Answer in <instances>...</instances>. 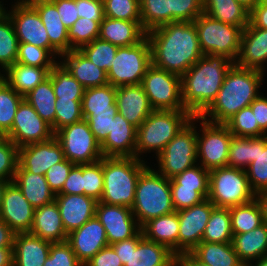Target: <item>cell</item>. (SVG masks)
Wrapping results in <instances>:
<instances>
[{
    "label": "cell",
    "instance_id": "1",
    "mask_svg": "<svg viewBox=\"0 0 267 266\" xmlns=\"http://www.w3.org/2000/svg\"><path fill=\"white\" fill-rule=\"evenodd\" d=\"M151 64L182 76L203 55L194 22H172L146 33Z\"/></svg>",
    "mask_w": 267,
    "mask_h": 266
},
{
    "label": "cell",
    "instance_id": "2",
    "mask_svg": "<svg viewBox=\"0 0 267 266\" xmlns=\"http://www.w3.org/2000/svg\"><path fill=\"white\" fill-rule=\"evenodd\" d=\"M234 64L225 56L205 54L181 76L186 110L200 116L215 100L226 73Z\"/></svg>",
    "mask_w": 267,
    "mask_h": 266
},
{
    "label": "cell",
    "instance_id": "3",
    "mask_svg": "<svg viewBox=\"0 0 267 266\" xmlns=\"http://www.w3.org/2000/svg\"><path fill=\"white\" fill-rule=\"evenodd\" d=\"M264 72L243 68L235 63L225 75L223 85L212 104L199 116L215 124H225L258 96ZM209 116L211 118L206 119Z\"/></svg>",
    "mask_w": 267,
    "mask_h": 266
},
{
    "label": "cell",
    "instance_id": "4",
    "mask_svg": "<svg viewBox=\"0 0 267 266\" xmlns=\"http://www.w3.org/2000/svg\"><path fill=\"white\" fill-rule=\"evenodd\" d=\"M104 188L99 202L132 207L137 180L147 167L136 157H103Z\"/></svg>",
    "mask_w": 267,
    "mask_h": 266
},
{
    "label": "cell",
    "instance_id": "5",
    "mask_svg": "<svg viewBox=\"0 0 267 266\" xmlns=\"http://www.w3.org/2000/svg\"><path fill=\"white\" fill-rule=\"evenodd\" d=\"M131 210L140 227L151 219L175 212L170 179L147 166L137 180Z\"/></svg>",
    "mask_w": 267,
    "mask_h": 266
},
{
    "label": "cell",
    "instance_id": "6",
    "mask_svg": "<svg viewBox=\"0 0 267 266\" xmlns=\"http://www.w3.org/2000/svg\"><path fill=\"white\" fill-rule=\"evenodd\" d=\"M193 117L188 110H153L137 128L135 157L151 150L157 156Z\"/></svg>",
    "mask_w": 267,
    "mask_h": 266
},
{
    "label": "cell",
    "instance_id": "7",
    "mask_svg": "<svg viewBox=\"0 0 267 266\" xmlns=\"http://www.w3.org/2000/svg\"><path fill=\"white\" fill-rule=\"evenodd\" d=\"M193 22L203 55L225 56L236 62L243 31L240 27L218 21L204 12Z\"/></svg>",
    "mask_w": 267,
    "mask_h": 266
},
{
    "label": "cell",
    "instance_id": "8",
    "mask_svg": "<svg viewBox=\"0 0 267 266\" xmlns=\"http://www.w3.org/2000/svg\"><path fill=\"white\" fill-rule=\"evenodd\" d=\"M255 198L246 170L225 166L210 171L208 199L215 207L230 208Z\"/></svg>",
    "mask_w": 267,
    "mask_h": 266
},
{
    "label": "cell",
    "instance_id": "9",
    "mask_svg": "<svg viewBox=\"0 0 267 266\" xmlns=\"http://www.w3.org/2000/svg\"><path fill=\"white\" fill-rule=\"evenodd\" d=\"M112 66L107 72L108 83L114 87L138 85L151 65L148 38L132 46L118 47Z\"/></svg>",
    "mask_w": 267,
    "mask_h": 266
},
{
    "label": "cell",
    "instance_id": "10",
    "mask_svg": "<svg viewBox=\"0 0 267 266\" xmlns=\"http://www.w3.org/2000/svg\"><path fill=\"white\" fill-rule=\"evenodd\" d=\"M196 120H198V116H194L157 155L160 166L159 173L168 179H172L196 165L199 160L197 157V131L193 125Z\"/></svg>",
    "mask_w": 267,
    "mask_h": 266
},
{
    "label": "cell",
    "instance_id": "11",
    "mask_svg": "<svg viewBox=\"0 0 267 266\" xmlns=\"http://www.w3.org/2000/svg\"><path fill=\"white\" fill-rule=\"evenodd\" d=\"M203 13V0H140L141 26L147 33L172 22H193Z\"/></svg>",
    "mask_w": 267,
    "mask_h": 266
},
{
    "label": "cell",
    "instance_id": "12",
    "mask_svg": "<svg viewBox=\"0 0 267 266\" xmlns=\"http://www.w3.org/2000/svg\"><path fill=\"white\" fill-rule=\"evenodd\" d=\"M141 85L153 110H186L182 100L181 76L151 64Z\"/></svg>",
    "mask_w": 267,
    "mask_h": 266
},
{
    "label": "cell",
    "instance_id": "13",
    "mask_svg": "<svg viewBox=\"0 0 267 266\" xmlns=\"http://www.w3.org/2000/svg\"><path fill=\"white\" fill-rule=\"evenodd\" d=\"M64 157L73 164L94 163L103 158L100 144L85 119L67 125L55 132Z\"/></svg>",
    "mask_w": 267,
    "mask_h": 266
},
{
    "label": "cell",
    "instance_id": "14",
    "mask_svg": "<svg viewBox=\"0 0 267 266\" xmlns=\"http://www.w3.org/2000/svg\"><path fill=\"white\" fill-rule=\"evenodd\" d=\"M202 136L197 132V157L208 171L227 166L229 147L233 134L225 124H215L201 119Z\"/></svg>",
    "mask_w": 267,
    "mask_h": 266
},
{
    "label": "cell",
    "instance_id": "15",
    "mask_svg": "<svg viewBox=\"0 0 267 266\" xmlns=\"http://www.w3.org/2000/svg\"><path fill=\"white\" fill-rule=\"evenodd\" d=\"M16 2L11 12L2 10L11 19L19 43H29L37 47L48 49L52 54H61L50 44L45 26L36 9L27 1Z\"/></svg>",
    "mask_w": 267,
    "mask_h": 266
},
{
    "label": "cell",
    "instance_id": "16",
    "mask_svg": "<svg viewBox=\"0 0 267 266\" xmlns=\"http://www.w3.org/2000/svg\"><path fill=\"white\" fill-rule=\"evenodd\" d=\"M51 125L45 122L34 108L23 99L14 116L11 129L4 135L18 148L45 142L54 137Z\"/></svg>",
    "mask_w": 267,
    "mask_h": 266
},
{
    "label": "cell",
    "instance_id": "17",
    "mask_svg": "<svg viewBox=\"0 0 267 266\" xmlns=\"http://www.w3.org/2000/svg\"><path fill=\"white\" fill-rule=\"evenodd\" d=\"M215 205L207 198L201 203L179 211L178 255L191 252L202 242L206 225Z\"/></svg>",
    "mask_w": 267,
    "mask_h": 266
},
{
    "label": "cell",
    "instance_id": "18",
    "mask_svg": "<svg viewBox=\"0 0 267 266\" xmlns=\"http://www.w3.org/2000/svg\"><path fill=\"white\" fill-rule=\"evenodd\" d=\"M95 216L106 230L108 245L133 238L141 231L130 207L98 201Z\"/></svg>",
    "mask_w": 267,
    "mask_h": 266
},
{
    "label": "cell",
    "instance_id": "19",
    "mask_svg": "<svg viewBox=\"0 0 267 266\" xmlns=\"http://www.w3.org/2000/svg\"><path fill=\"white\" fill-rule=\"evenodd\" d=\"M35 208L24 197L17 185L10 182L0 205V218L15 232H30Z\"/></svg>",
    "mask_w": 267,
    "mask_h": 266
},
{
    "label": "cell",
    "instance_id": "20",
    "mask_svg": "<svg viewBox=\"0 0 267 266\" xmlns=\"http://www.w3.org/2000/svg\"><path fill=\"white\" fill-rule=\"evenodd\" d=\"M67 242L78 260L85 265L97 252L108 246L106 230L96 216L68 234Z\"/></svg>",
    "mask_w": 267,
    "mask_h": 266
},
{
    "label": "cell",
    "instance_id": "21",
    "mask_svg": "<svg viewBox=\"0 0 267 266\" xmlns=\"http://www.w3.org/2000/svg\"><path fill=\"white\" fill-rule=\"evenodd\" d=\"M64 159L61 144L55 137L19 148V164L35 175H44L49 168Z\"/></svg>",
    "mask_w": 267,
    "mask_h": 266
},
{
    "label": "cell",
    "instance_id": "22",
    "mask_svg": "<svg viewBox=\"0 0 267 266\" xmlns=\"http://www.w3.org/2000/svg\"><path fill=\"white\" fill-rule=\"evenodd\" d=\"M176 256L165 245L146 239L140 231L130 238V256L124 266H176Z\"/></svg>",
    "mask_w": 267,
    "mask_h": 266
},
{
    "label": "cell",
    "instance_id": "23",
    "mask_svg": "<svg viewBox=\"0 0 267 266\" xmlns=\"http://www.w3.org/2000/svg\"><path fill=\"white\" fill-rule=\"evenodd\" d=\"M55 201L67 234L93 218L98 203L96 199L84 194H56Z\"/></svg>",
    "mask_w": 267,
    "mask_h": 266
},
{
    "label": "cell",
    "instance_id": "24",
    "mask_svg": "<svg viewBox=\"0 0 267 266\" xmlns=\"http://www.w3.org/2000/svg\"><path fill=\"white\" fill-rule=\"evenodd\" d=\"M116 104L118 113L136 128L153 111L141 84L116 87Z\"/></svg>",
    "mask_w": 267,
    "mask_h": 266
},
{
    "label": "cell",
    "instance_id": "25",
    "mask_svg": "<svg viewBox=\"0 0 267 266\" xmlns=\"http://www.w3.org/2000/svg\"><path fill=\"white\" fill-rule=\"evenodd\" d=\"M267 61V30L255 27L251 22L243 29L239 56L235 64L239 67L264 72Z\"/></svg>",
    "mask_w": 267,
    "mask_h": 266
},
{
    "label": "cell",
    "instance_id": "26",
    "mask_svg": "<svg viewBox=\"0 0 267 266\" xmlns=\"http://www.w3.org/2000/svg\"><path fill=\"white\" fill-rule=\"evenodd\" d=\"M136 135L137 128L117 112L111 132L100 145L103 157H135Z\"/></svg>",
    "mask_w": 267,
    "mask_h": 266
},
{
    "label": "cell",
    "instance_id": "27",
    "mask_svg": "<svg viewBox=\"0 0 267 266\" xmlns=\"http://www.w3.org/2000/svg\"><path fill=\"white\" fill-rule=\"evenodd\" d=\"M50 243L67 241L59 208L56 201L35 208L33 223L30 232Z\"/></svg>",
    "mask_w": 267,
    "mask_h": 266
},
{
    "label": "cell",
    "instance_id": "28",
    "mask_svg": "<svg viewBox=\"0 0 267 266\" xmlns=\"http://www.w3.org/2000/svg\"><path fill=\"white\" fill-rule=\"evenodd\" d=\"M51 243L29 232L16 233L13 243V266H43Z\"/></svg>",
    "mask_w": 267,
    "mask_h": 266
},
{
    "label": "cell",
    "instance_id": "29",
    "mask_svg": "<svg viewBox=\"0 0 267 266\" xmlns=\"http://www.w3.org/2000/svg\"><path fill=\"white\" fill-rule=\"evenodd\" d=\"M38 12L50 44L62 55L70 51L68 28L63 24L56 6L50 0H27Z\"/></svg>",
    "mask_w": 267,
    "mask_h": 266
},
{
    "label": "cell",
    "instance_id": "30",
    "mask_svg": "<svg viewBox=\"0 0 267 266\" xmlns=\"http://www.w3.org/2000/svg\"><path fill=\"white\" fill-rule=\"evenodd\" d=\"M61 57L65 59L61 63L85 89L108 84L107 73L92 63L79 49L64 53Z\"/></svg>",
    "mask_w": 267,
    "mask_h": 266
},
{
    "label": "cell",
    "instance_id": "31",
    "mask_svg": "<svg viewBox=\"0 0 267 266\" xmlns=\"http://www.w3.org/2000/svg\"><path fill=\"white\" fill-rule=\"evenodd\" d=\"M146 37L141 21H127L104 17L100 23L99 36L118 47L138 44Z\"/></svg>",
    "mask_w": 267,
    "mask_h": 266
},
{
    "label": "cell",
    "instance_id": "32",
    "mask_svg": "<svg viewBox=\"0 0 267 266\" xmlns=\"http://www.w3.org/2000/svg\"><path fill=\"white\" fill-rule=\"evenodd\" d=\"M13 182L34 208L42 207L55 200V194L50 189L45 176L28 172L19 163Z\"/></svg>",
    "mask_w": 267,
    "mask_h": 266
},
{
    "label": "cell",
    "instance_id": "33",
    "mask_svg": "<svg viewBox=\"0 0 267 266\" xmlns=\"http://www.w3.org/2000/svg\"><path fill=\"white\" fill-rule=\"evenodd\" d=\"M231 243L240 261L245 266L251 265L249 262L267 255V223L247 233L233 234Z\"/></svg>",
    "mask_w": 267,
    "mask_h": 266
},
{
    "label": "cell",
    "instance_id": "34",
    "mask_svg": "<svg viewBox=\"0 0 267 266\" xmlns=\"http://www.w3.org/2000/svg\"><path fill=\"white\" fill-rule=\"evenodd\" d=\"M141 231L146 239L165 245L178 255L179 219L176 211L149 220Z\"/></svg>",
    "mask_w": 267,
    "mask_h": 266
},
{
    "label": "cell",
    "instance_id": "35",
    "mask_svg": "<svg viewBox=\"0 0 267 266\" xmlns=\"http://www.w3.org/2000/svg\"><path fill=\"white\" fill-rule=\"evenodd\" d=\"M53 67H37L14 63L1 78L22 97L48 78Z\"/></svg>",
    "mask_w": 267,
    "mask_h": 266
},
{
    "label": "cell",
    "instance_id": "36",
    "mask_svg": "<svg viewBox=\"0 0 267 266\" xmlns=\"http://www.w3.org/2000/svg\"><path fill=\"white\" fill-rule=\"evenodd\" d=\"M82 114L84 119L90 115H111L118 112L116 104V87L111 84L87 88L82 98Z\"/></svg>",
    "mask_w": 267,
    "mask_h": 266
},
{
    "label": "cell",
    "instance_id": "37",
    "mask_svg": "<svg viewBox=\"0 0 267 266\" xmlns=\"http://www.w3.org/2000/svg\"><path fill=\"white\" fill-rule=\"evenodd\" d=\"M203 12L242 30L250 23V11L237 0H203Z\"/></svg>",
    "mask_w": 267,
    "mask_h": 266
},
{
    "label": "cell",
    "instance_id": "38",
    "mask_svg": "<svg viewBox=\"0 0 267 266\" xmlns=\"http://www.w3.org/2000/svg\"><path fill=\"white\" fill-rule=\"evenodd\" d=\"M190 253L207 266H245L240 261L232 243L202 241Z\"/></svg>",
    "mask_w": 267,
    "mask_h": 266
},
{
    "label": "cell",
    "instance_id": "39",
    "mask_svg": "<svg viewBox=\"0 0 267 266\" xmlns=\"http://www.w3.org/2000/svg\"><path fill=\"white\" fill-rule=\"evenodd\" d=\"M24 99L34 108L36 113L49 125L55 133L56 96L52 80L48 77L29 92Z\"/></svg>",
    "mask_w": 267,
    "mask_h": 266
},
{
    "label": "cell",
    "instance_id": "40",
    "mask_svg": "<svg viewBox=\"0 0 267 266\" xmlns=\"http://www.w3.org/2000/svg\"><path fill=\"white\" fill-rule=\"evenodd\" d=\"M233 234L247 233L264 223L262 208L258 200H254L229 208Z\"/></svg>",
    "mask_w": 267,
    "mask_h": 266
},
{
    "label": "cell",
    "instance_id": "41",
    "mask_svg": "<svg viewBox=\"0 0 267 266\" xmlns=\"http://www.w3.org/2000/svg\"><path fill=\"white\" fill-rule=\"evenodd\" d=\"M56 100H82L85 88L58 62L50 71Z\"/></svg>",
    "mask_w": 267,
    "mask_h": 266
},
{
    "label": "cell",
    "instance_id": "42",
    "mask_svg": "<svg viewBox=\"0 0 267 266\" xmlns=\"http://www.w3.org/2000/svg\"><path fill=\"white\" fill-rule=\"evenodd\" d=\"M233 232L229 208L214 207L206 225L202 241L210 243H231Z\"/></svg>",
    "mask_w": 267,
    "mask_h": 266
},
{
    "label": "cell",
    "instance_id": "43",
    "mask_svg": "<svg viewBox=\"0 0 267 266\" xmlns=\"http://www.w3.org/2000/svg\"><path fill=\"white\" fill-rule=\"evenodd\" d=\"M19 41L9 16L0 11V66L5 71L18 56Z\"/></svg>",
    "mask_w": 267,
    "mask_h": 266
},
{
    "label": "cell",
    "instance_id": "44",
    "mask_svg": "<svg viewBox=\"0 0 267 266\" xmlns=\"http://www.w3.org/2000/svg\"><path fill=\"white\" fill-rule=\"evenodd\" d=\"M245 170L255 194L267 190V135L256 137L255 161Z\"/></svg>",
    "mask_w": 267,
    "mask_h": 266
},
{
    "label": "cell",
    "instance_id": "45",
    "mask_svg": "<svg viewBox=\"0 0 267 266\" xmlns=\"http://www.w3.org/2000/svg\"><path fill=\"white\" fill-rule=\"evenodd\" d=\"M24 99L2 78H0V136L12 127L19 104Z\"/></svg>",
    "mask_w": 267,
    "mask_h": 266
},
{
    "label": "cell",
    "instance_id": "46",
    "mask_svg": "<svg viewBox=\"0 0 267 266\" xmlns=\"http://www.w3.org/2000/svg\"><path fill=\"white\" fill-rule=\"evenodd\" d=\"M256 137H237L231 139L227 167L245 170L255 161Z\"/></svg>",
    "mask_w": 267,
    "mask_h": 266
},
{
    "label": "cell",
    "instance_id": "47",
    "mask_svg": "<svg viewBox=\"0 0 267 266\" xmlns=\"http://www.w3.org/2000/svg\"><path fill=\"white\" fill-rule=\"evenodd\" d=\"M209 174L210 171L201 165H194L170 179V187L195 188V191H198L207 199L209 194Z\"/></svg>",
    "mask_w": 267,
    "mask_h": 266
},
{
    "label": "cell",
    "instance_id": "48",
    "mask_svg": "<svg viewBox=\"0 0 267 266\" xmlns=\"http://www.w3.org/2000/svg\"><path fill=\"white\" fill-rule=\"evenodd\" d=\"M118 46L100 38L94 39L91 43L82 46L79 50L88 59L106 73L112 66Z\"/></svg>",
    "mask_w": 267,
    "mask_h": 266
},
{
    "label": "cell",
    "instance_id": "49",
    "mask_svg": "<svg viewBox=\"0 0 267 266\" xmlns=\"http://www.w3.org/2000/svg\"><path fill=\"white\" fill-rule=\"evenodd\" d=\"M225 125L233 136L237 137H262L266 134L259 128L255 122L254 113L250 106L241 109L231 117Z\"/></svg>",
    "mask_w": 267,
    "mask_h": 266
},
{
    "label": "cell",
    "instance_id": "50",
    "mask_svg": "<svg viewBox=\"0 0 267 266\" xmlns=\"http://www.w3.org/2000/svg\"><path fill=\"white\" fill-rule=\"evenodd\" d=\"M99 29L100 24L98 22L80 17L72 27L68 29L70 51L80 49L82 46L98 38Z\"/></svg>",
    "mask_w": 267,
    "mask_h": 266
},
{
    "label": "cell",
    "instance_id": "51",
    "mask_svg": "<svg viewBox=\"0 0 267 266\" xmlns=\"http://www.w3.org/2000/svg\"><path fill=\"white\" fill-rule=\"evenodd\" d=\"M53 56L48 49L29 43H19L16 63L37 67H54L57 61Z\"/></svg>",
    "mask_w": 267,
    "mask_h": 266
},
{
    "label": "cell",
    "instance_id": "52",
    "mask_svg": "<svg viewBox=\"0 0 267 266\" xmlns=\"http://www.w3.org/2000/svg\"><path fill=\"white\" fill-rule=\"evenodd\" d=\"M103 2L105 17L141 21L140 0H103Z\"/></svg>",
    "mask_w": 267,
    "mask_h": 266
},
{
    "label": "cell",
    "instance_id": "53",
    "mask_svg": "<svg viewBox=\"0 0 267 266\" xmlns=\"http://www.w3.org/2000/svg\"><path fill=\"white\" fill-rule=\"evenodd\" d=\"M103 188L102 159L94 163L83 164V194L100 201Z\"/></svg>",
    "mask_w": 267,
    "mask_h": 266
},
{
    "label": "cell",
    "instance_id": "54",
    "mask_svg": "<svg viewBox=\"0 0 267 266\" xmlns=\"http://www.w3.org/2000/svg\"><path fill=\"white\" fill-rule=\"evenodd\" d=\"M18 163L19 148L9 138L0 136V180L12 182Z\"/></svg>",
    "mask_w": 267,
    "mask_h": 266
},
{
    "label": "cell",
    "instance_id": "55",
    "mask_svg": "<svg viewBox=\"0 0 267 266\" xmlns=\"http://www.w3.org/2000/svg\"><path fill=\"white\" fill-rule=\"evenodd\" d=\"M81 102L82 100H56L55 132L84 119Z\"/></svg>",
    "mask_w": 267,
    "mask_h": 266
},
{
    "label": "cell",
    "instance_id": "56",
    "mask_svg": "<svg viewBox=\"0 0 267 266\" xmlns=\"http://www.w3.org/2000/svg\"><path fill=\"white\" fill-rule=\"evenodd\" d=\"M43 266H84L67 241L51 243L49 256Z\"/></svg>",
    "mask_w": 267,
    "mask_h": 266
},
{
    "label": "cell",
    "instance_id": "57",
    "mask_svg": "<svg viewBox=\"0 0 267 266\" xmlns=\"http://www.w3.org/2000/svg\"><path fill=\"white\" fill-rule=\"evenodd\" d=\"M172 203L175 211L192 207L201 203L205 198L195 188L170 187Z\"/></svg>",
    "mask_w": 267,
    "mask_h": 266
},
{
    "label": "cell",
    "instance_id": "58",
    "mask_svg": "<svg viewBox=\"0 0 267 266\" xmlns=\"http://www.w3.org/2000/svg\"><path fill=\"white\" fill-rule=\"evenodd\" d=\"M74 165L75 164L65 158L62 162L49 168V170L44 174L50 189L55 195L62 190L64 182L68 178Z\"/></svg>",
    "mask_w": 267,
    "mask_h": 266
},
{
    "label": "cell",
    "instance_id": "59",
    "mask_svg": "<svg viewBox=\"0 0 267 266\" xmlns=\"http://www.w3.org/2000/svg\"><path fill=\"white\" fill-rule=\"evenodd\" d=\"M113 119L114 116L111 115H90L85 119L100 145L105 141L109 132H111Z\"/></svg>",
    "mask_w": 267,
    "mask_h": 266
},
{
    "label": "cell",
    "instance_id": "60",
    "mask_svg": "<svg viewBox=\"0 0 267 266\" xmlns=\"http://www.w3.org/2000/svg\"><path fill=\"white\" fill-rule=\"evenodd\" d=\"M78 6L79 18H87L98 22L104 19V2L103 0H76Z\"/></svg>",
    "mask_w": 267,
    "mask_h": 266
},
{
    "label": "cell",
    "instance_id": "61",
    "mask_svg": "<svg viewBox=\"0 0 267 266\" xmlns=\"http://www.w3.org/2000/svg\"><path fill=\"white\" fill-rule=\"evenodd\" d=\"M57 8L63 24L70 29L79 19L76 0H50Z\"/></svg>",
    "mask_w": 267,
    "mask_h": 266
},
{
    "label": "cell",
    "instance_id": "62",
    "mask_svg": "<svg viewBox=\"0 0 267 266\" xmlns=\"http://www.w3.org/2000/svg\"><path fill=\"white\" fill-rule=\"evenodd\" d=\"M58 194H83V164H75L72 167L68 178L64 182L62 190Z\"/></svg>",
    "mask_w": 267,
    "mask_h": 266
},
{
    "label": "cell",
    "instance_id": "63",
    "mask_svg": "<svg viewBox=\"0 0 267 266\" xmlns=\"http://www.w3.org/2000/svg\"><path fill=\"white\" fill-rule=\"evenodd\" d=\"M84 266H123L111 245L102 248Z\"/></svg>",
    "mask_w": 267,
    "mask_h": 266
},
{
    "label": "cell",
    "instance_id": "64",
    "mask_svg": "<svg viewBox=\"0 0 267 266\" xmlns=\"http://www.w3.org/2000/svg\"><path fill=\"white\" fill-rule=\"evenodd\" d=\"M254 113L255 122L258 123L259 128L267 133V97L258 96L250 105Z\"/></svg>",
    "mask_w": 267,
    "mask_h": 266
},
{
    "label": "cell",
    "instance_id": "65",
    "mask_svg": "<svg viewBox=\"0 0 267 266\" xmlns=\"http://www.w3.org/2000/svg\"><path fill=\"white\" fill-rule=\"evenodd\" d=\"M250 22L257 28L267 30V6L259 3L250 12Z\"/></svg>",
    "mask_w": 267,
    "mask_h": 266
},
{
    "label": "cell",
    "instance_id": "66",
    "mask_svg": "<svg viewBox=\"0 0 267 266\" xmlns=\"http://www.w3.org/2000/svg\"><path fill=\"white\" fill-rule=\"evenodd\" d=\"M15 232L0 218V247H13Z\"/></svg>",
    "mask_w": 267,
    "mask_h": 266
},
{
    "label": "cell",
    "instance_id": "67",
    "mask_svg": "<svg viewBox=\"0 0 267 266\" xmlns=\"http://www.w3.org/2000/svg\"><path fill=\"white\" fill-rule=\"evenodd\" d=\"M116 251L123 266L128 261L130 256V239L122 240L111 245Z\"/></svg>",
    "mask_w": 267,
    "mask_h": 266
},
{
    "label": "cell",
    "instance_id": "68",
    "mask_svg": "<svg viewBox=\"0 0 267 266\" xmlns=\"http://www.w3.org/2000/svg\"><path fill=\"white\" fill-rule=\"evenodd\" d=\"M176 266H207L197 260L190 252L176 256Z\"/></svg>",
    "mask_w": 267,
    "mask_h": 266
},
{
    "label": "cell",
    "instance_id": "69",
    "mask_svg": "<svg viewBox=\"0 0 267 266\" xmlns=\"http://www.w3.org/2000/svg\"><path fill=\"white\" fill-rule=\"evenodd\" d=\"M0 266H13V247H0Z\"/></svg>",
    "mask_w": 267,
    "mask_h": 266
},
{
    "label": "cell",
    "instance_id": "70",
    "mask_svg": "<svg viewBox=\"0 0 267 266\" xmlns=\"http://www.w3.org/2000/svg\"><path fill=\"white\" fill-rule=\"evenodd\" d=\"M256 199L261 205L264 222L267 223V190L257 193Z\"/></svg>",
    "mask_w": 267,
    "mask_h": 266
},
{
    "label": "cell",
    "instance_id": "71",
    "mask_svg": "<svg viewBox=\"0 0 267 266\" xmlns=\"http://www.w3.org/2000/svg\"><path fill=\"white\" fill-rule=\"evenodd\" d=\"M250 12L260 3V0H237Z\"/></svg>",
    "mask_w": 267,
    "mask_h": 266
},
{
    "label": "cell",
    "instance_id": "72",
    "mask_svg": "<svg viewBox=\"0 0 267 266\" xmlns=\"http://www.w3.org/2000/svg\"><path fill=\"white\" fill-rule=\"evenodd\" d=\"M11 181H6V180H0V205L3 199V195L5 192V189L7 187V185L10 183Z\"/></svg>",
    "mask_w": 267,
    "mask_h": 266
},
{
    "label": "cell",
    "instance_id": "73",
    "mask_svg": "<svg viewBox=\"0 0 267 266\" xmlns=\"http://www.w3.org/2000/svg\"><path fill=\"white\" fill-rule=\"evenodd\" d=\"M256 263L257 264H255V266H267V255L264 256L263 258H261L260 260H257ZM249 266H253V264H251Z\"/></svg>",
    "mask_w": 267,
    "mask_h": 266
},
{
    "label": "cell",
    "instance_id": "74",
    "mask_svg": "<svg viewBox=\"0 0 267 266\" xmlns=\"http://www.w3.org/2000/svg\"><path fill=\"white\" fill-rule=\"evenodd\" d=\"M260 4H263V5L267 6V0H260Z\"/></svg>",
    "mask_w": 267,
    "mask_h": 266
},
{
    "label": "cell",
    "instance_id": "75",
    "mask_svg": "<svg viewBox=\"0 0 267 266\" xmlns=\"http://www.w3.org/2000/svg\"><path fill=\"white\" fill-rule=\"evenodd\" d=\"M2 8H3V5L1 4V1H0V11H2Z\"/></svg>",
    "mask_w": 267,
    "mask_h": 266
}]
</instances>
